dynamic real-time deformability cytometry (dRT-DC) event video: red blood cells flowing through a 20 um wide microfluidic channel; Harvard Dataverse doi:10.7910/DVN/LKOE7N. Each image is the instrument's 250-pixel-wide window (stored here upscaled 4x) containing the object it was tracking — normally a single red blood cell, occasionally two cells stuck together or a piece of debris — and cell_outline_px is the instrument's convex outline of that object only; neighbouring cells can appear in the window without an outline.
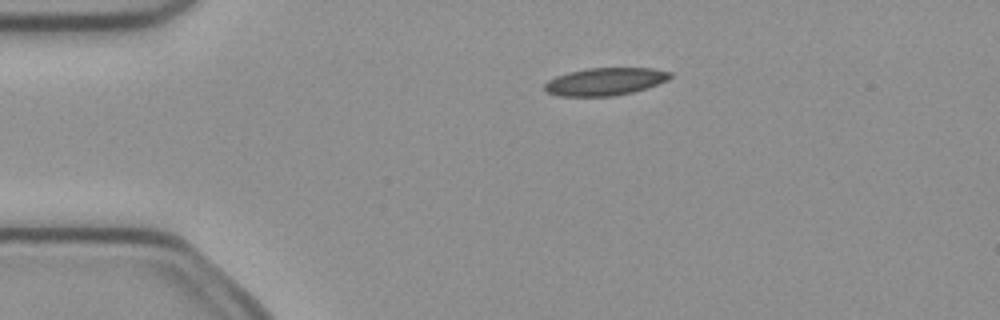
{"species": "common noctule bat (a hibernating species)", "species_latin": "Nyctalus noctula", "temperature_condition": "cold", "stored_images_in_passage": 4, "camera_frame_rate_fps": 3000, "um_per_image_px": 0.085, "animal": {"sex": "female", "body_mass_g": 21.9}, "frame": {"image": 1, "passage_image": 3, "time_ms": 0.667, "image_size_px": [1000, 320], "cell_outline_px": [[672, 76], [668, 80], [632, 92], [616, 96], [556, 96], [544, 92], [544, 84], [548, 80], [556, 76], [568, 72], [588, 68], [652, 68], [672, 72]], "centroid_in_image_um": [51.39, 6.93], "position_along_channel_um": 33.6, "area_um2": 20.29}}